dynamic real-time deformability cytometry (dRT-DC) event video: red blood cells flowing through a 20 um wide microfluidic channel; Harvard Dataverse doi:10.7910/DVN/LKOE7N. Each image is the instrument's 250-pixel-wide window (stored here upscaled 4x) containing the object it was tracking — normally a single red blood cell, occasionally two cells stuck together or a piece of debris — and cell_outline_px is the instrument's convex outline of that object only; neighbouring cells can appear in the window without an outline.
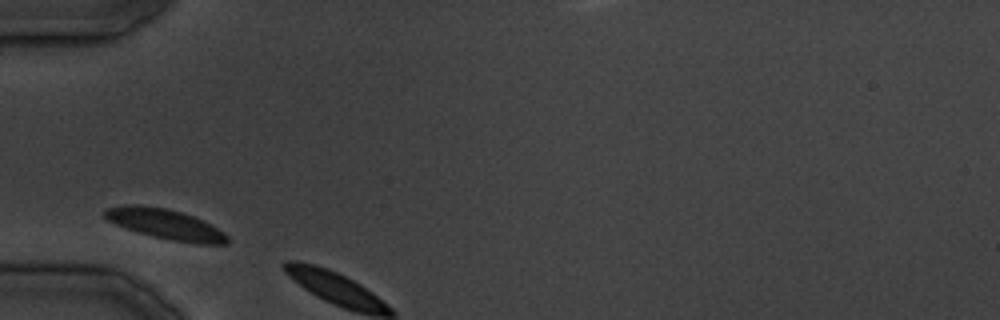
{"species": "common noctule bat (a hibernating species)", "species_latin": "Nyctalus noctula", "temperature_condition": "cold", "stored_images_in_passage": 2, "camera_frame_rate_fps": 3000, "um_per_image_px": 0.085, "animal": {"sex": "male", "body_mass_g": 19.5, "forearm_length_mm": 54.6}, "frame": {"image": 1, "passage_image": 1, "time_ms": 0.0, "image_size_px": [1000, 320], "cell_outline_px": [[228, 244], [196, 244], [172, 240], [152, 236], [116, 224], [108, 220], [104, 216], [104, 208], [128, 204], [140, 204], [164, 208], [180, 212], [192, 216], [224, 232], [228, 236]], "centroid_in_image_um": [14.04, 19.05], "position_along_channel_um": 71.0, "area_um2": 21.21}}